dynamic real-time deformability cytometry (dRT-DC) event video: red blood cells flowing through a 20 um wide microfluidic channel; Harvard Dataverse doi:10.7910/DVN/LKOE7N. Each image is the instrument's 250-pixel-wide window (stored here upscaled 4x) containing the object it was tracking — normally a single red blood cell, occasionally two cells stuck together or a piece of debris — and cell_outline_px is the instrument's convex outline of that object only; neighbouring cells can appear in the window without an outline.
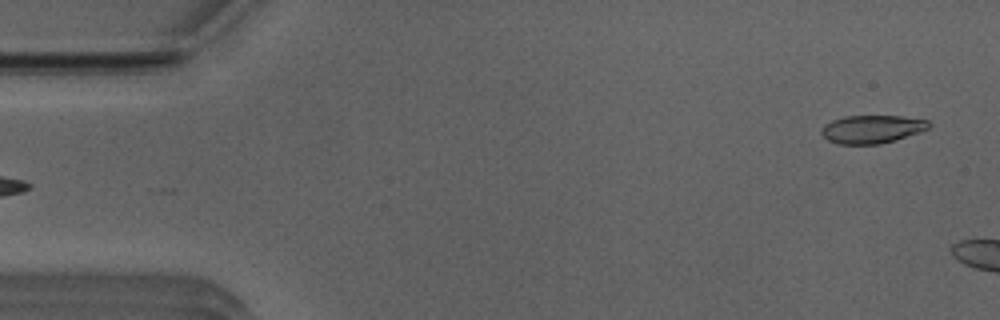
{"species": "Egyptian fruit bat (a non-hibernating species)", "species_latin": "Rousettus aegyptiacus", "temperature_condition": "room temperature", "stored_images_in_passage": 5, "camera_frame_rate_fps": 3000, "um_per_image_px": 0.085, "animal": {"sex": "male"}, "frame": {"image": 1, "passage_image": 1, "time_ms": 0.0, "image_size_px": [1000, 320], "cell_outline_px": [[932, 124], [928, 128], [920, 132], [896, 140], [880, 144], [840, 144], [828, 140], [820, 132], [820, 128], [824, 124], [832, 120], [844, 116], [900, 116], [928, 120]], "centroid_in_image_um": [74.11, 10.97], "position_along_channel_um": 10.9, "area_um2": 17.69}}